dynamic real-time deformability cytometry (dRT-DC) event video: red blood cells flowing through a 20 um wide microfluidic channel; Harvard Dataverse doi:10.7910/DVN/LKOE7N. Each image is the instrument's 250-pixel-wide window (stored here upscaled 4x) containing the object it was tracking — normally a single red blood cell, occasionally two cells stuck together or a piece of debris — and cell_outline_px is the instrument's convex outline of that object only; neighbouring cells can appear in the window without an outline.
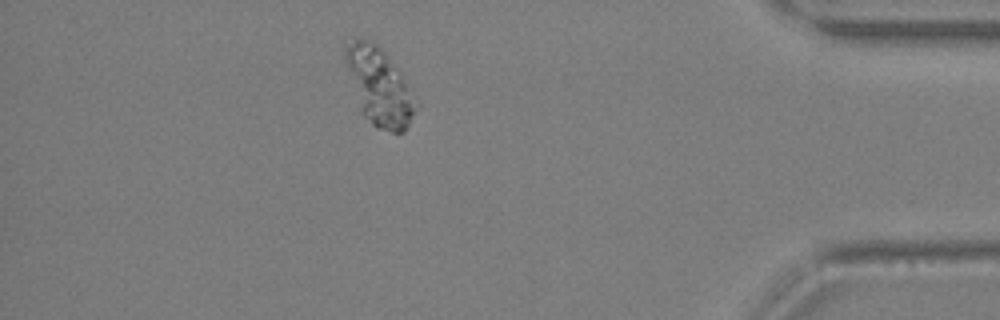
{"species": "Egyptian fruit bat (a non-hibernating species)", "species_latin": "Rousettus aegyptiacus", "temperature_condition": "warm", "stored_images_in_passage": 36, "segment_of_instrument_passage": [2, 2], "camera_frame_rate_fps": 3000, "um_per_image_px": 0.085, "animal": {"sex": "female"}, "frame": {"image": 1, "passage_image": 36, "time_ms": 11.667, "image_size_px": [1000, 320], "cell_outline_px": [[420, 104], [404, 132], [392, 132], [376, 128], [360, 112], [344, 64], [344, 40], [352, 36], [356, 36], [372, 40], [384, 52], [400, 72], [416, 96]], "centroid_in_image_um": [32.19, 7.31], "position_along_channel_um": 403.0, "area_um2": 32.77}}